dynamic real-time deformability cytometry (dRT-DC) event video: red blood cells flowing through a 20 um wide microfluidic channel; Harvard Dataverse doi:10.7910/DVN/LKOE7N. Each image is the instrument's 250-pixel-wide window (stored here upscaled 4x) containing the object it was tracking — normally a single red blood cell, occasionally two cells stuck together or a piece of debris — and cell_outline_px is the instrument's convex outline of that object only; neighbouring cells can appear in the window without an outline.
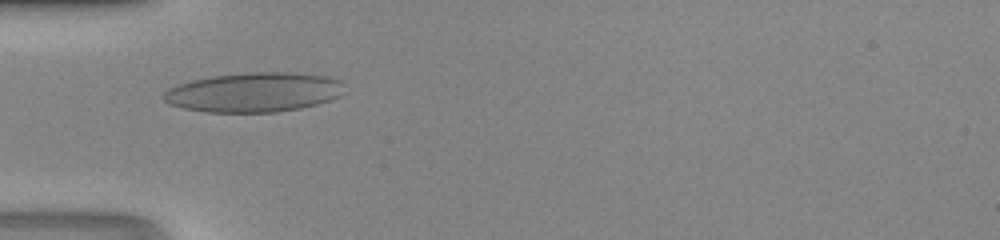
{"species": "human", "species_latin": "Homo sapiens", "temperature_condition": "room temperature", "stored_images_in_passage": 37, "camera_frame_rate_fps": 3000, "um_per_image_px": 0.085, "donor": {"sex": "male"}, "frame": {"image": 1, "passage_image": 5, "time_ms": 1.333, "image_size_px": [1000, 240], "cell_outline_px": [[344, 92], [340, 96], [332, 100], [300, 108], [276, 112], [208, 112], [184, 108], [168, 104], [164, 100], [164, 92], [168, 88], [176, 84], [192, 80], [212, 76], [244, 72], [288, 72], [328, 76], [340, 80]], "centroid_in_image_um": [21.59, 7.83], "position_along_channel_um": 63.4, "area_um2": 41.85}}
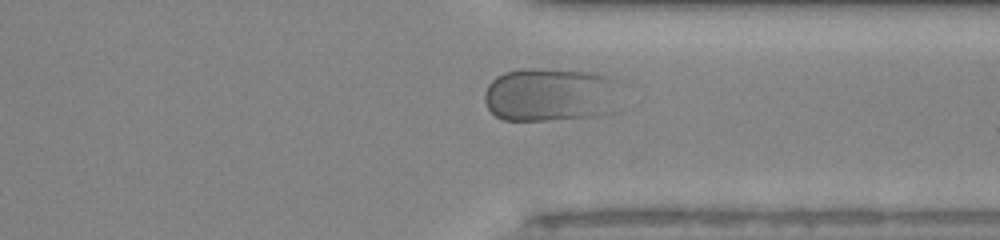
{"frame": {"image": 2, "passage_image": 26, "time_ms": 8.333, "image_size_px": [1000, 240], "cell_outline_px": [[620, 108], [616, 112], [596, 116], [548, 120], [504, 120], [496, 116], [488, 108], [484, 100], [484, 92], [488, 84], [496, 76], [504, 72], [528, 68], [532, 68], [596, 72], [616, 76]], "centroid_in_image_um": [46.87, 8.04], "position_along_channel_um": 364.5, "area_um2": 43.75}}
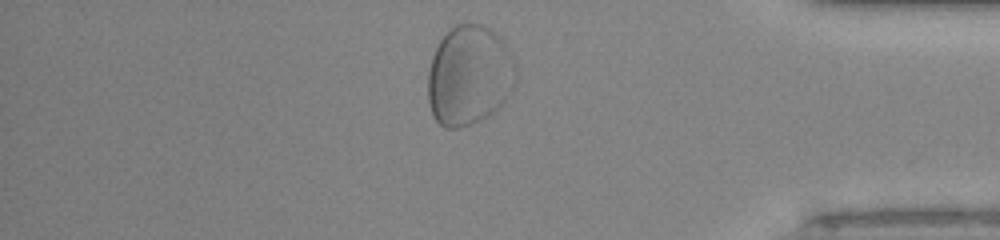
{"frame": {"image": 3, "passage_image": 30, "time_ms": 9.667, "image_size_px": [1000, 240], "cell_outline_px": [[516, 80], [508, 96], [488, 116], [468, 124], [456, 128], [444, 128], [432, 116], [428, 104], [428, 72], [432, 56], [440, 40], [456, 24], [480, 24], [496, 32], [504, 40], [512, 52], [516, 64]], "centroid_in_image_um": [39.89, 6.4], "position_along_channel_um": 395.3, "area_um2": 51.38}}